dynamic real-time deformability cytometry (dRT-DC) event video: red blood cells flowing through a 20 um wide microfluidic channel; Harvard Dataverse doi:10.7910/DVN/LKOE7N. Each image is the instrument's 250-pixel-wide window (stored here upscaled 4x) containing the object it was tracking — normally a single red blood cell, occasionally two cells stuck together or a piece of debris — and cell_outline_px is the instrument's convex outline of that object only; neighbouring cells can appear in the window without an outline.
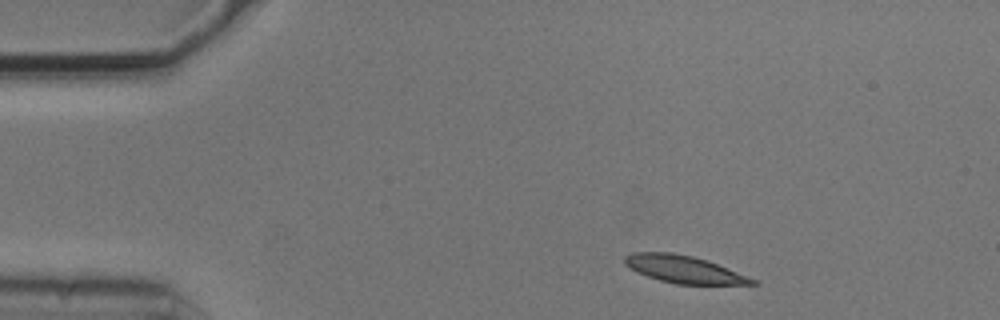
{"species": "common noctule bat (a hibernating species)", "species_latin": "Nyctalus noctula", "temperature_condition": "cold", "stored_images_in_passage": 3, "camera_frame_rate_fps": 3000, "um_per_image_px": 0.085, "animal": {"sex": "male", "body_mass_g": 20.5, "forearm_length_mm": 52.5}, "frame": {"image": 1, "passage_image": 1, "time_ms": 0.0, "image_size_px": [1000, 320], "cell_outline_px": [[760, 284], [676, 284], [660, 280], [648, 276], [624, 264], [624, 256], [632, 252], [672, 252], [692, 256], [708, 260], [748, 276], [756, 280]], "centroid_in_image_um": [58.15, 22.88], "position_along_channel_um": 26.9, "area_um2": 20.17}}